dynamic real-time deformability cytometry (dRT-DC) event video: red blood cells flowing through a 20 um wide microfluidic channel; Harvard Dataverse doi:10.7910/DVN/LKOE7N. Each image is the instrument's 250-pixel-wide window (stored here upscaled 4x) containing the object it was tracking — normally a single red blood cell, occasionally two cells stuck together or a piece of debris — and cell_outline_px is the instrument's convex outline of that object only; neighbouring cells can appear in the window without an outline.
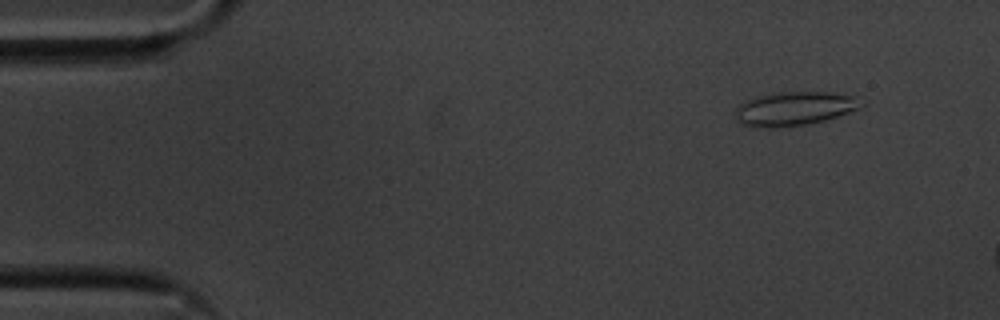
{"species": "common noctule bat (a hibernating species)", "species_latin": "Nyctalus noctula", "temperature_condition": "cold", "stored_images_in_passage": 8, "camera_frame_rate_fps": 3000, "um_per_image_px": 0.085, "animal": {"sex": "male", "body_mass_g": 20.1, "forearm_length_mm": 53.5}, "frame": {"image": 1, "passage_image": 1, "time_ms": 0.0, "image_size_px": [1000, 320], "cell_outline_px": [[864, 104], [860, 108], [824, 120], [808, 124], [780, 128], [756, 128], [740, 124], [736, 120], [736, 108], [740, 104], [748, 100], [772, 92], [828, 92], [856, 96]], "centroid_in_image_um": [67.5, 9.25], "position_along_channel_um": 17.5, "area_um2": 24.97}}